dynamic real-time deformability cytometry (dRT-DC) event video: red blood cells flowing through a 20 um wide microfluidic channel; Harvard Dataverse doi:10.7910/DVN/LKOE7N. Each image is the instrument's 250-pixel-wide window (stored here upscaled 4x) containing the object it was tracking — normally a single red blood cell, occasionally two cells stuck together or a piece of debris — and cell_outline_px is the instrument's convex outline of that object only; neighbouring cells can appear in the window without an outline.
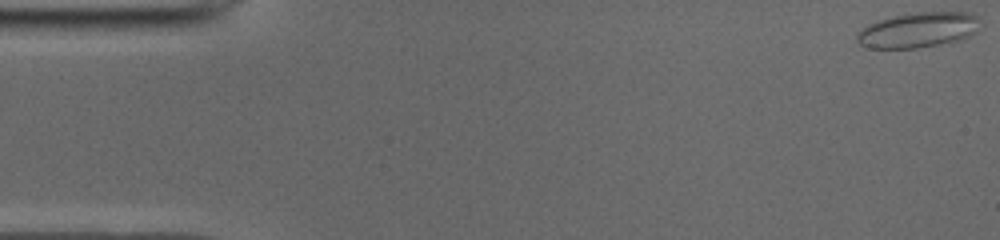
{"species": "common noctule bat (a hibernating species)", "species_latin": "Nyctalus noctula", "temperature_condition": "cold", "stored_images_in_passage": 51, "camera_frame_rate_fps": 3000, "um_per_image_px": 0.085, "animal": {"sex": "male", "body_mass_g": 19.0, "forearm_length_mm": 50.8}, "frame": {"image": 1, "passage_image": 1, "time_ms": 0.0, "image_size_px": [1000, 240], "cell_outline_px": [[980, 20], [976, 32], [960, 40], [916, 48], [872, 48], [860, 44], [856, 40], [856, 36], [868, 24], [876, 20], [892, 16], [916, 12], [968, 12], [980, 16]], "centroid_in_image_um": [78.07, 2.53], "position_along_channel_um": 6.9, "area_um2": 25.26}}
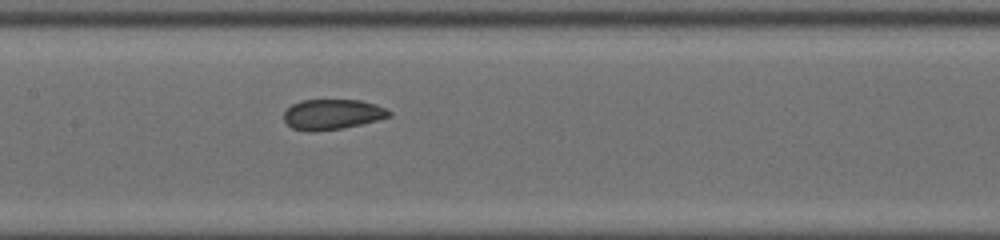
{"frame": {"image": 2, "passage_image": 24, "time_ms": 7.667, "image_size_px": [1000, 240], "cell_outline_px": [[392, 116], [360, 124], [340, 128], [312, 132], [292, 128], [284, 120], [284, 112], [292, 104], [300, 100], [360, 100], [376, 104], [392, 112]], "centroid_in_image_um": [28.24, 9.71], "position_along_channel_um": 179.2, "area_um2": 18.44}}
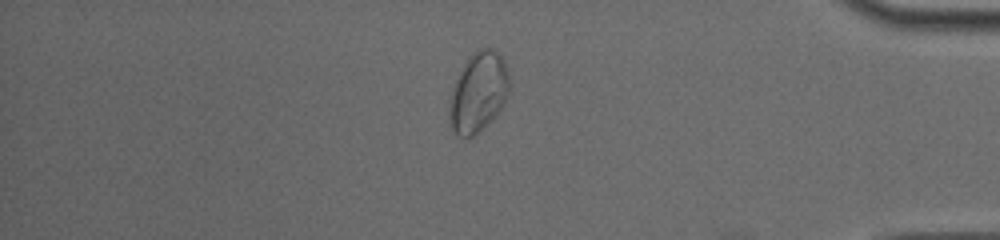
{"frame": {"image": 3, "passage_image": 43, "time_ms": 14.0, "image_size_px": [1000, 240], "cell_outline_px": [[508, 96], [500, 108], [484, 128], [472, 136], [460, 136], [452, 128], [452, 92], [456, 80], [468, 56], [476, 48], [492, 48], [500, 56], [508, 72]], "centroid_in_image_um": [40.7, 7.78], "position_along_channel_um": 394.5, "area_um2": 26.76}, "authors_computed_cell_mechanics": {"area_um2": 20.9236, "velocity_mm_per_s": 3.9198, "shape_relaxation_time_tau1_ms": null, "shape_relaxation_time_tau2_ms": 1.1691, "deformation_change_tau1": null, "deformation_change_tau2": 0.0354}}